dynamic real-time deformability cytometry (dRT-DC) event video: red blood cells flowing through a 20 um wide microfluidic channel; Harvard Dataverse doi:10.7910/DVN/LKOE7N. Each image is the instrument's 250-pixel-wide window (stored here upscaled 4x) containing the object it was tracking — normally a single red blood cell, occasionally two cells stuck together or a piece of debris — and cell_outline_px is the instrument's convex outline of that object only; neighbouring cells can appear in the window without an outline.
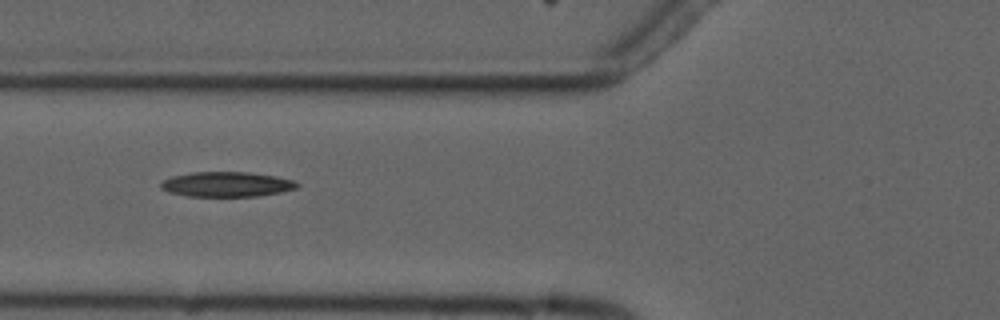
{"species": "common noctule bat (a hibernating species)", "species_latin": "Nyctalus noctula", "temperature_condition": "cold", "stored_images_in_passage": 7, "camera_frame_rate_fps": 3000, "um_per_image_px": 0.085, "animal": {"sex": "male", "forearm_length_mm": 52.5}, "frame": {"image": 1, "passage_image": 2, "time_ms": 1.0, "image_size_px": [1000, 320], "cell_outline_px": [[300, 184], [296, 188], [280, 192], [256, 196], [188, 196], [168, 192], [160, 188], [160, 184], [164, 180], [172, 176], [192, 172], [248, 172], [276, 176], [292, 180]], "centroid_in_image_um": [19.24, 15.66], "position_along_channel_um": 106.6, "area_um2": 19.71}}
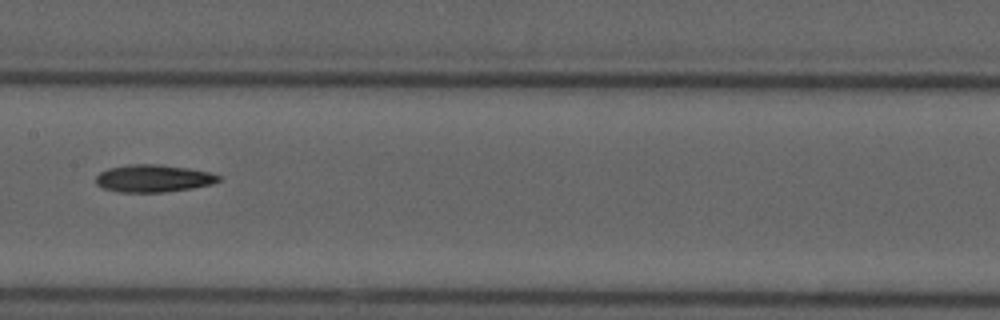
{"frame": {"image": 2, "passage_image": 4, "time_ms": 3.333, "image_size_px": [1000, 320], "cell_outline_px": [[220, 180], [212, 184], [192, 188], [160, 192], [116, 192], [100, 188], [96, 184], [96, 176], [100, 172], [108, 168], [128, 164], [160, 164], [188, 168], [212, 172], [220, 176]], "centroid_in_image_um": [13.0, 15.16], "position_along_channel_um": 194.4, "area_um2": 19.83}}
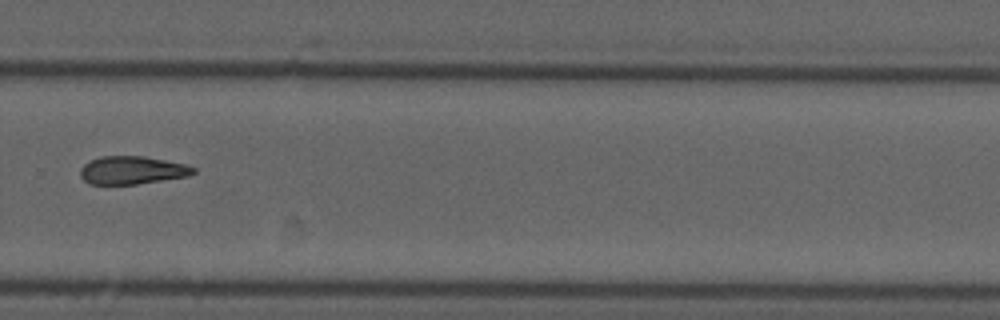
{"frame": {"image": 3, "passage_image": 7, "time_ms": 6.667, "image_size_px": [1000, 320], "cell_outline_px": [[196, 172], [188, 176], [136, 184], [88, 184], [80, 176], [80, 168], [84, 164], [100, 156], [144, 156], [184, 164], [196, 168]], "centroid_in_image_um": [11.21, 14.47], "position_along_channel_um": 318.6, "area_um2": 18.38}}